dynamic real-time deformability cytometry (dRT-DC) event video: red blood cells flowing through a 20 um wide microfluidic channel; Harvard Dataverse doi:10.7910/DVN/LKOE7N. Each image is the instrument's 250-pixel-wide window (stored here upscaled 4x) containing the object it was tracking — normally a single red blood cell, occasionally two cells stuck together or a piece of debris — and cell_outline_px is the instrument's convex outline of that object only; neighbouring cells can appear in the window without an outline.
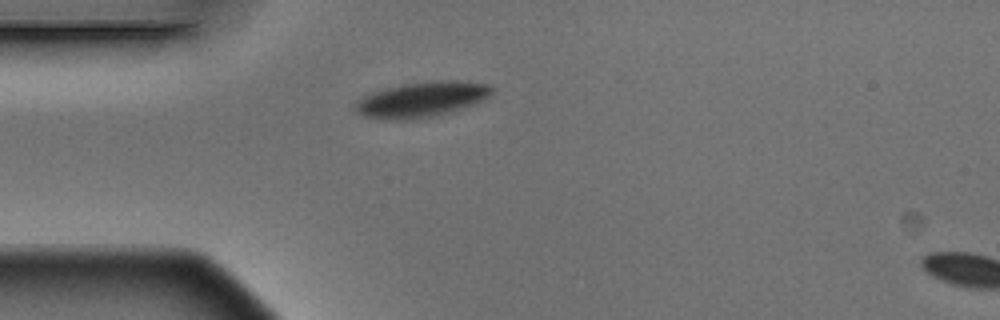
{"species": "Egyptian fruit bat (a non-hibernating species)", "species_latin": "Rousettus aegyptiacus", "temperature_condition": "warm", "stored_images_in_passage": 2, "segment_of_instrument_passage": [1, 2], "camera_frame_rate_fps": 3000, "um_per_image_px": 0.085, "animal": {"sex": "male"}, "frame": {"image": 1, "passage_image": 1, "time_ms": 0.0, "image_size_px": [1000, 320], "cell_outline_px": [[492, 92], [488, 100], [448, 112], [416, 120], [388, 120], [364, 116], [356, 112], [352, 108], [364, 96], [372, 92], [404, 84], [436, 80], [456, 80], [492, 84]], "centroid_in_image_um": [35.89, 8.46], "position_along_channel_um": 49.1, "area_um2": 28.26}}